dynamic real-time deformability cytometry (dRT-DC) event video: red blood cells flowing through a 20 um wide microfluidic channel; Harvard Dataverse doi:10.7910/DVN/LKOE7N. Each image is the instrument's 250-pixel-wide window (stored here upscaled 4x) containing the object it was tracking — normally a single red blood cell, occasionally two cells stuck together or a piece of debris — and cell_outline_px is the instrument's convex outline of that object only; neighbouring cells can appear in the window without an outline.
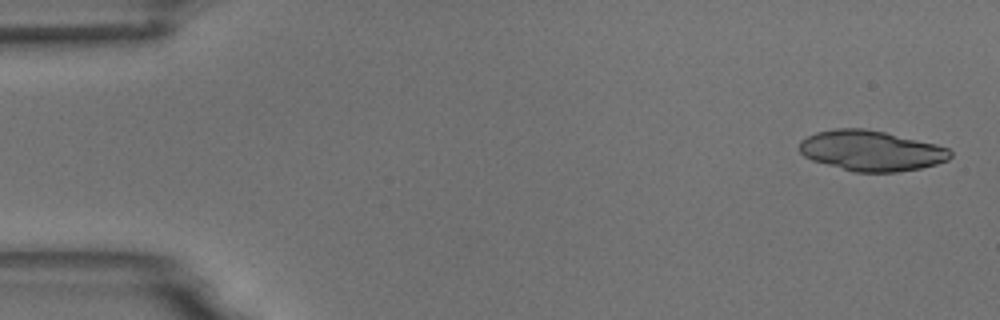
{"species": "common noctule bat (a hibernating species)", "species_latin": "Nyctalus noctula", "temperature_condition": "room temperature", "stored_images_in_passage": 6, "camera_frame_rate_fps": 3000, "um_per_image_px": 0.085, "animal": {"sex": "male", "body_mass_g": 18.8}, "frame": {"image": 1, "passage_image": 1, "time_ms": 0.0, "image_size_px": [1000, 320], "cell_outline_px": [[952, 156], [948, 160], [936, 164], [920, 168], [896, 172], [856, 172], [812, 160], [804, 156], [800, 152], [800, 140], [816, 132], [836, 128], [864, 128], [884, 132], [936, 144], [948, 148], [952, 152]], "centroid_in_image_um": [74.06, 12.81], "position_along_channel_um": 10.9, "area_um2": 35.32}}